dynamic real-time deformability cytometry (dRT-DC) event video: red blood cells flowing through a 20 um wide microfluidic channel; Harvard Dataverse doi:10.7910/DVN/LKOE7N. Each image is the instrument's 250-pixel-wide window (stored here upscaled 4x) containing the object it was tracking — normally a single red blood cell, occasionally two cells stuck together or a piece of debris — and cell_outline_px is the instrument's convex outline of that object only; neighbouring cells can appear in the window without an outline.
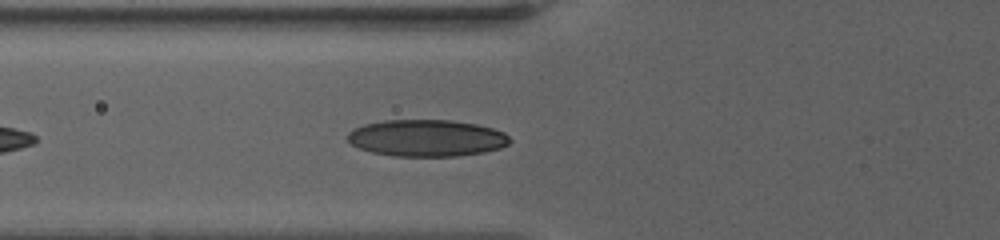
{"species": "human", "species_latin": "Homo sapiens", "temperature_condition": "warm", "stored_images_in_passage": 48, "camera_frame_rate_fps": 3000, "um_per_image_px": 0.085, "donor": {"sex": "female"}, "frame": {"image": 1, "passage_image": 13, "time_ms": 2.333, "image_size_px": [1000, 240], "cell_outline_px": [[512, 140], [508, 144], [500, 148], [484, 152], [456, 156], [396, 156], [372, 152], [360, 148], [352, 144], [348, 140], [348, 132], [364, 124], [384, 120], [448, 120], [476, 124], [492, 128], [504, 132]], "centroid_in_image_um": [36.28, 11.73], "position_along_channel_um": 89.5, "area_um2": 34.62}}
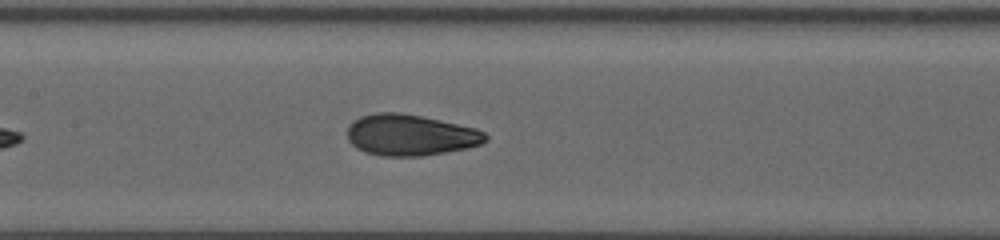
{"frame": {"image": 2, "passage_image": 26, "time_ms": 5.0, "image_size_px": [1000, 240], "cell_outline_px": [[488, 140], [484, 144], [468, 148], [424, 156], [380, 156], [364, 152], [356, 148], [348, 140], [348, 124], [352, 120], [360, 116], [376, 112], [396, 112], [420, 116], [440, 120], [476, 128], [484, 132], [488, 136]], "centroid_in_image_um": [34.88, 11.48], "position_along_channel_um": 172.5, "area_um2": 33.52}}
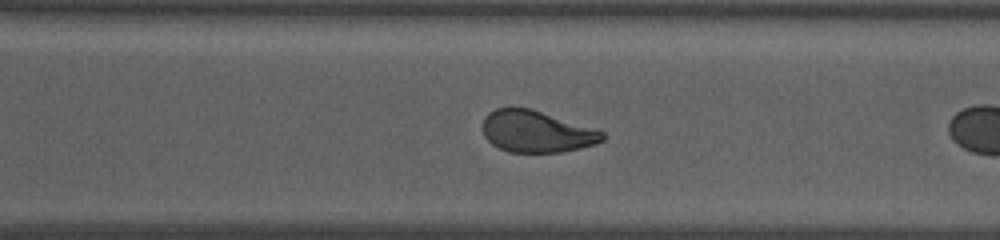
{"frame": {"image": 3, "passage_image": 46, "time_ms": 8.667, "image_size_px": [1000, 240], "cell_outline_px": [[604, 140], [596, 144], [580, 148], [560, 152], [508, 152], [492, 144], [484, 136], [484, 116], [488, 112], [496, 108], [532, 108], [604, 132]], "centroid_in_image_um": [45.59, 11.18], "position_along_channel_um": 325.0, "area_um2": 28.9}}